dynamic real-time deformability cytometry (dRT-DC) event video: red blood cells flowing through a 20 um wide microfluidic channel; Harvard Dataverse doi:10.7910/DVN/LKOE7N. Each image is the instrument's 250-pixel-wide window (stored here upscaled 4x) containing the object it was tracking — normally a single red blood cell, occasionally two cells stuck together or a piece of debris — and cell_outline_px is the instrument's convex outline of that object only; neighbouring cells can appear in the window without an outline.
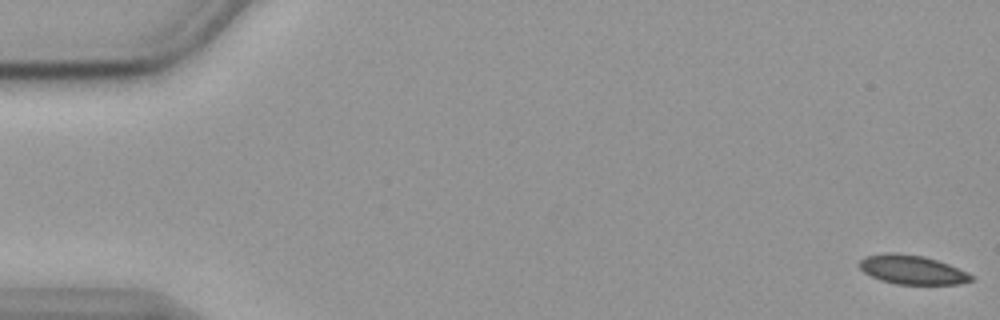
{"species": "common noctule bat (a hibernating species)", "species_latin": "Nyctalus noctula", "temperature_condition": "cold", "stored_images_in_passage": 56, "camera_frame_rate_fps": 3000, "um_per_image_px": 0.085, "animal": {"sex": "female", "body_mass_g": 19.9}, "frame": {"image": 1, "passage_image": 1, "time_ms": 0.0, "image_size_px": [1000, 320], "cell_outline_px": [[976, 280], [960, 284], [896, 284], [880, 280], [864, 272], [856, 264], [864, 256], [884, 252], [892, 252], [924, 256], [948, 264], [968, 272], [976, 276]], "centroid_in_image_um": [77.54, 22.92], "position_along_channel_um": 7.5, "area_um2": 19.25}}
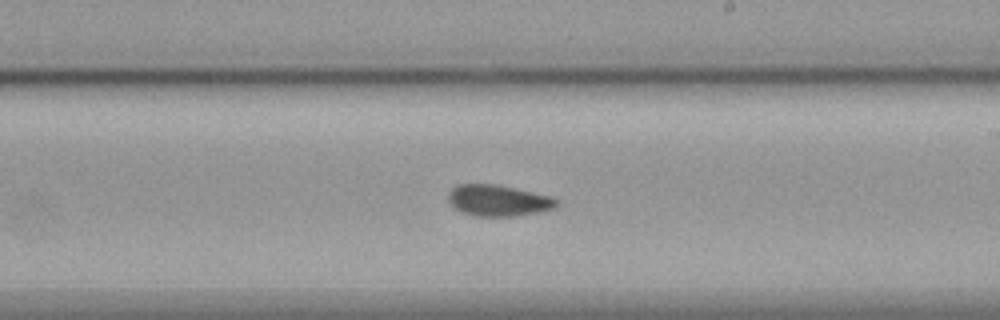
{"frame": {"image": 2, "passage_image": 33, "time_ms": 10.667, "image_size_px": [1000, 320], "cell_outline_px": [[560, 204], [556, 208], [540, 212], [516, 216], [476, 216], [464, 212], [456, 208], [448, 200], [448, 192], [456, 184], [496, 184], [552, 196], [560, 200]], "centroid_in_image_um": [42.41, 17.04], "position_along_channel_um": 246.6, "area_um2": 19.88}}
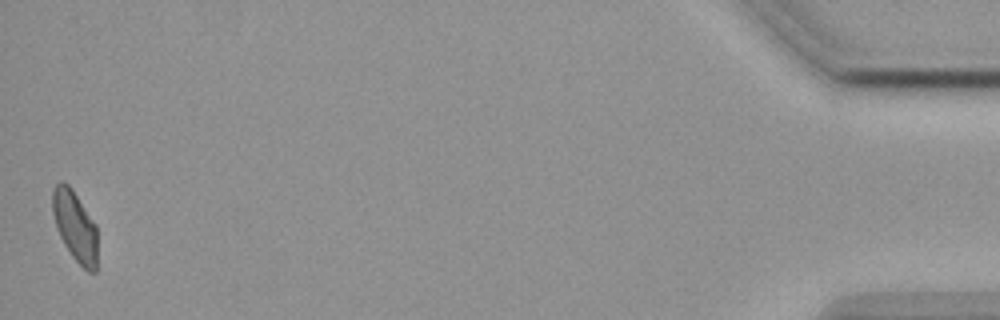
{"frame": {"image": 3, "passage_image": 56, "time_ms": 18.333, "image_size_px": [1000, 320], "cell_outline_px": [[96, 272], [88, 272], [72, 256], [64, 244], [56, 228], [52, 212], [52, 188], [60, 180], [68, 184], [72, 188], [96, 224]], "centroid_in_image_um": [6.35, 19.18], "position_along_channel_um": 428.8, "area_um2": 18.44}, "authors_computed_cell_mechanics": {"area_um2": 19.5942, "velocity_mm_per_s": 3.5732, "shape_relaxation_time_tau1_ms": null, "shape_relaxation_time_tau2_ms": 6.1722, "deformation_change_tau1": null, "deformation_change_tau2": 0.085}}